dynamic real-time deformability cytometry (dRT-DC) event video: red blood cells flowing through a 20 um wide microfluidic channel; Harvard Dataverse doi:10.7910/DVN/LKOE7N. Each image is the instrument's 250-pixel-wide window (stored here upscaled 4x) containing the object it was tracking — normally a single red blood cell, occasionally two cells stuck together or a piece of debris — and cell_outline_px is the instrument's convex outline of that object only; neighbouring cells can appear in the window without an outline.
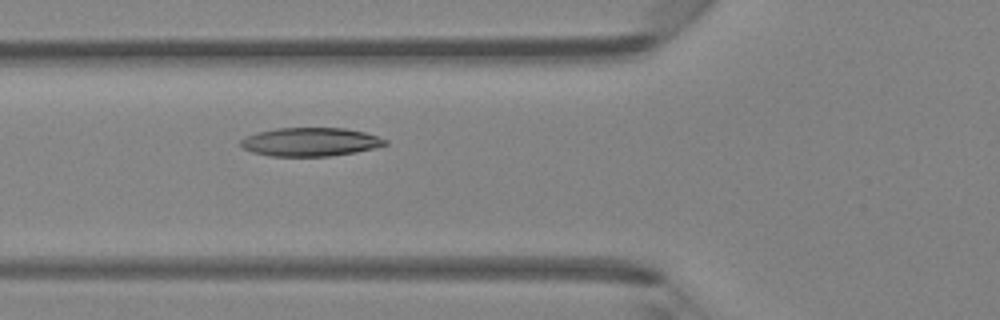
{"species": "Egyptian fruit bat (a non-hibernating species)", "species_latin": "Rousettus aegyptiacus", "temperature_condition": "room temperature", "stored_images_in_passage": 6, "camera_frame_rate_fps": 3000, "um_per_image_px": 0.085, "animal": {"sex": "female"}, "frame": {"image": 1, "passage_image": 5, "time_ms": 5.333, "image_size_px": [1000, 320], "cell_outline_px": [[388, 144], [356, 152], [328, 156], [272, 156], [252, 152], [244, 148], [240, 144], [240, 140], [244, 136], [256, 132], [276, 128], [344, 128], [364, 132], [388, 140]], "centroid_in_image_um": [26.34, 12.06], "position_along_channel_um": 99.5, "area_um2": 23.99}}